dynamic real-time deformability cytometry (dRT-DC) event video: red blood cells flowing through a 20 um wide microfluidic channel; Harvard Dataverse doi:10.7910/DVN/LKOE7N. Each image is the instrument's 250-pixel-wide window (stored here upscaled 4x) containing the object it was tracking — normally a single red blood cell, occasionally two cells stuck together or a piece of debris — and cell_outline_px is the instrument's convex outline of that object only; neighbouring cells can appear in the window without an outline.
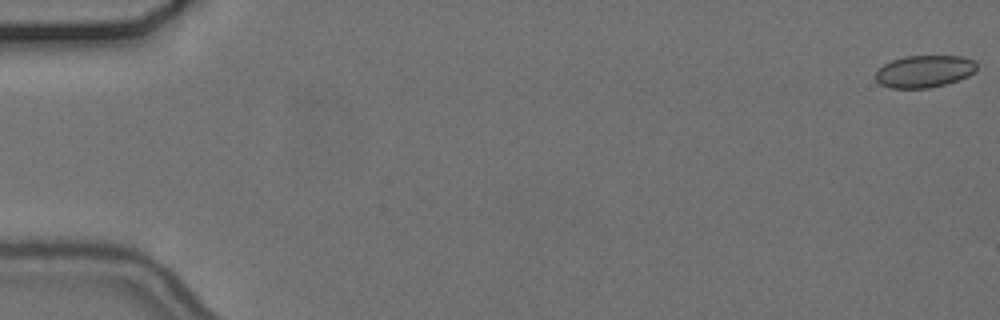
{"species": "common noctule bat (a hibernating species)", "species_latin": "Nyctalus noctula", "temperature_condition": "cold", "stored_images_in_passage": 57, "camera_frame_rate_fps": 3000, "um_per_image_px": 0.085, "animal": {"sex": "female", "body_mass_g": 24.6, "forearm_length_mm": 56.2}, "frame": {"image": 1, "passage_image": 1, "time_ms": 0.0, "image_size_px": [1000, 320], "cell_outline_px": [[976, 72], [968, 76], [944, 84], [928, 88], [892, 88], [880, 84], [876, 80], [876, 72], [884, 64], [892, 60], [904, 56], [960, 56], [972, 60], [976, 64]], "centroid_in_image_um": [78.56, 6.06], "position_along_channel_um": 6.4, "area_um2": 18.79}}
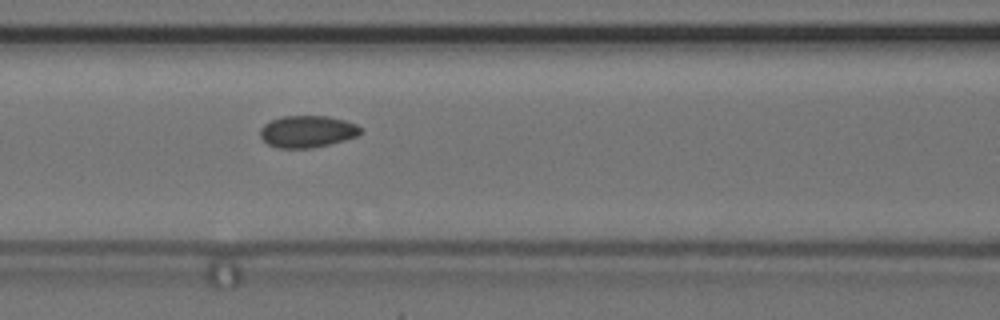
{"frame": {"image": 2, "passage_image": 25, "time_ms": 8.0, "image_size_px": [1000, 320], "cell_outline_px": [[360, 132], [356, 136], [344, 140], [312, 148], [276, 148], [268, 144], [260, 136], [260, 128], [264, 124], [272, 120], [284, 116], [328, 116], [344, 120], [356, 124], [360, 128]], "centroid_in_image_um": [26.09, 11.18], "position_along_channel_um": 140.5, "area_um2": 18.5}}
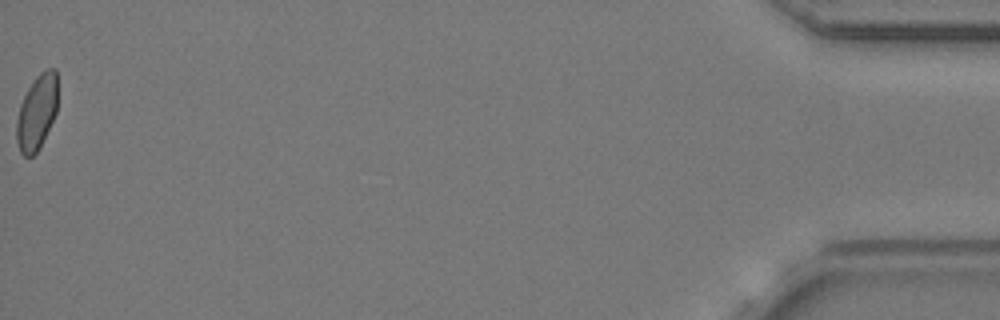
{"frame": {"image": 3, "passage_image": 57, "time_ms": 18.667, "image_size_px": [1000, 320], "cell_outline_px": [[56, 112], [40, 148], [32, 156], [24, 156], [20, 152], [16, 140], [16, 120], [20, 104], [28, 88], [36, 76], [40, 72], [48, 68], [56, 68]], "centroid_in_image_um": [3.11, 9.55], "position_along_channel_um": 432.1, "area_um2": 17.86}, "authors_computed_cell_mechanics": {"area_um2": 18.9006, "velocity_mm_per_s": 3.6778, "shape_relaxation_time_tau1_ms": null, "shape_relaxation_time_tau2_ms": 2.1439, "deformation_change_tau1": null, "deformation_change_tau2": 0.0608}}